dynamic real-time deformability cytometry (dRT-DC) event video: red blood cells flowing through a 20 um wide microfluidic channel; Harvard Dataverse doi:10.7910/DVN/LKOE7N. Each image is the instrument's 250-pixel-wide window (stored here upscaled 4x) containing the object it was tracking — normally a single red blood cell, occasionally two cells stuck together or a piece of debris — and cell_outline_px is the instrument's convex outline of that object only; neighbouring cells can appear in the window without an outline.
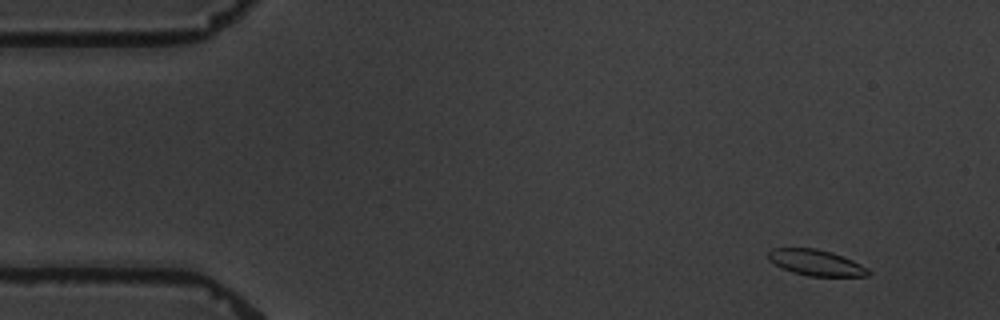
{"species": "common noctule bat (a hibernating species)", "species_latin": "Nyctalus noctula", "temperature_condition": "warm", "stored_images_in_passage": 6, "camera_frame_rate_fps": 3000, "um_per_image_px": 0.085, "animal": {"sex": "male", "body_mass_g": 19.5, "forearm_length_mm": 54.6}, "frame": {"image": 1, "passage_image": 2, "time_ms": 1.0, "image_size_px": [1000, 320], "cell_outline_px": [[872, 272], [868, 276], [808, 276], [792, 272], [780, 268], [768, 260], [768, 252], [772, 248], [816, 248], [832, 252], [852, 260], [868, 268]], "centroid_in_image_um": [69.34, 22.33], "position_along_channel_um": 15.7, "area_um2": 15.26}}
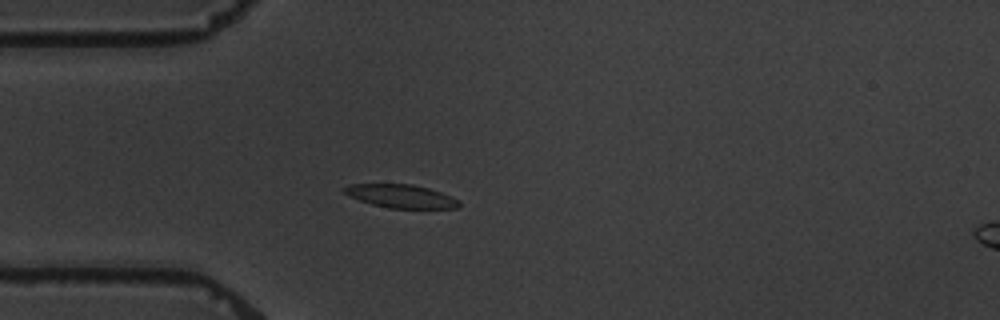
{"frame": {"image": 2, "passage_image": 5, "time_ms": 4.667, "image_size_px": [1000, 320], "cell_outline_px": [[460, 204], [456, 208], [388, 208], [372, 204], [348, 196], [340, 188], [348, 184], [412, 184], [428, 188], [452, 196], [460, 200]], "centroid_in_image_um": [34.05, 16.67], "position_along_channel_um": 50.9, "area_um2": 15.66}}